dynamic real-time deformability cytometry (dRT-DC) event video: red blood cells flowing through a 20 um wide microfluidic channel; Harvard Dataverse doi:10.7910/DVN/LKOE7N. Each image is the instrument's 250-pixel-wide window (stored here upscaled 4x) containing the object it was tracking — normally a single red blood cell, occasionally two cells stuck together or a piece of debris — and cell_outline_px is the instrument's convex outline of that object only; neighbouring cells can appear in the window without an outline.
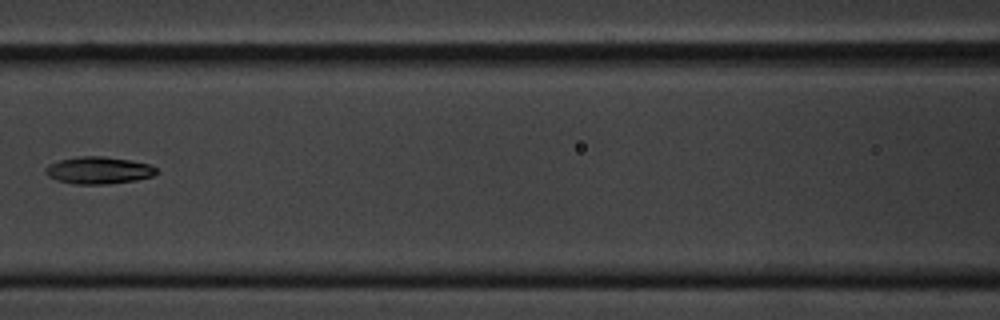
{"species": "common noctule bat (a hibernating species)", "species_latin": "Nyctalus noctula", "temperature_condition": "cold", "stored_images_in_passage": 14, "camera_frame_rate_fps": 3000, "um_per_image_px": 0.085, "animal": {"sex": "male", "body_mass_g": 20.1, "forearm_length_mm": 53.5}, "frame": {"image": 1, "passage_image": 6, "time_ms": 6.667, "image_size_px": [1000, 320], "cell_outline_px": [[160, 172], [152, 176], [136, 180], [108, 184], [76, 184], [56, 180], [48, 176], [44, 172], [48, 164], [60, 160], [80, 156], [104, 156], [152, 164]], "centroid_in_image_um": [8.4, 14.48], "position_along_channel_um": 158.2, "area_um2": 17.63}}
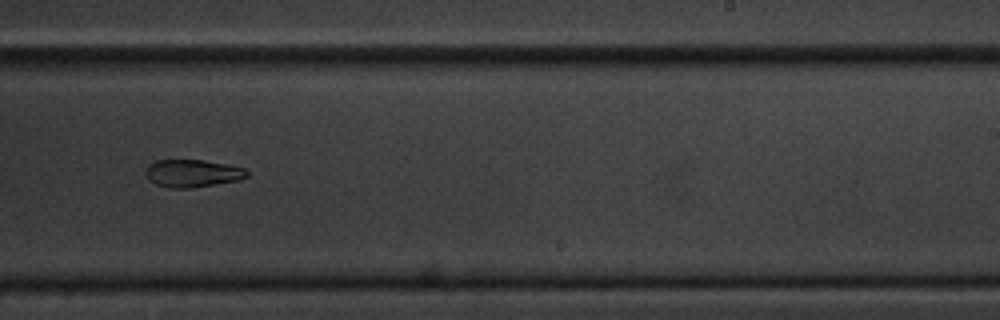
{"frame": {"image": 2, "passage_image": 9, "time_ms": 10.0, "image_size_px": [1000, 320], "cell_outline_px": [[248, 176], [240, 180], [192, 188], [168, 188], [156, 184], [148, 180], [148, 168], [156, 160], [204, 160], [244, 168], [248, 172]], "centroid_in_image_um": [16.4, 14.74], "position_along_channel_um": 272.6, "area_um2": 16.07}}
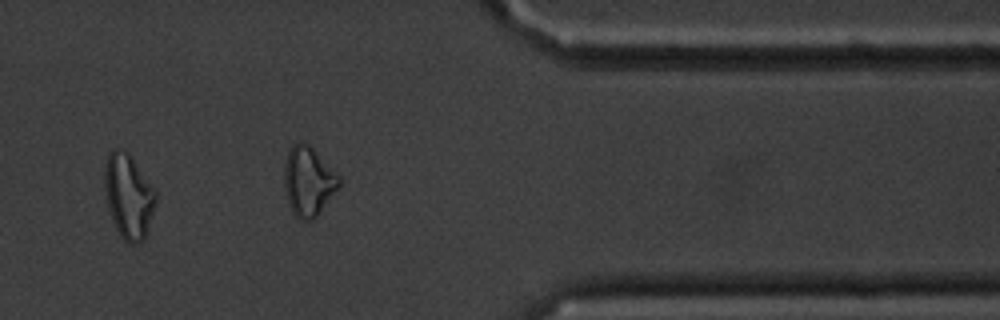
{"frame": {"image": 3, "passage_image": 12, "time_ms": 13.667, "image_size_px": [1000, 320], "cell_outline_px": [[156, 200], [148, 232], [144, 240], [140, 244], [128, 244], [120, 236], [116, 228], [108, 204], [104, 188], [104, 168], [108, 152], [112, 148], [120, 148], [128, 152], [156, 192]], "centroid_in_image_um": [10.92, 16.68], "position_along_channel_um": 400.5, "area_um2": 25.2}, "authors_computed_cell_mechanics": {"area_um2": 17.7735, "velocity_mm_per_s": 3.4574, "shape_relaxation_time_tau1_ms": 4.563, "shape_relaxation_time_tau2_ms": null, "deformation_change_tau1": 0.1378, "deformation_change_tau2": null}}